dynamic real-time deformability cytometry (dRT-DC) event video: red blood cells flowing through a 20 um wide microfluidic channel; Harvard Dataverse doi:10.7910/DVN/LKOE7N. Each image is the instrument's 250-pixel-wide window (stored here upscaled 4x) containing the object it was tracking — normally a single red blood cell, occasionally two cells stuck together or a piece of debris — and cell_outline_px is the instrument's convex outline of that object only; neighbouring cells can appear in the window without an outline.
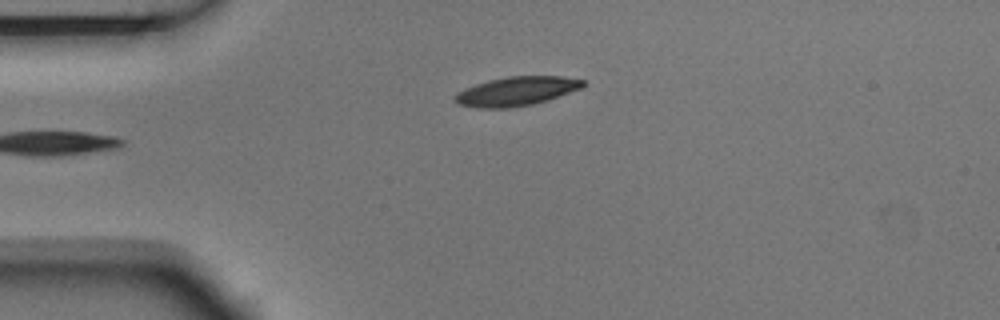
{"species": "Egyptian fruit bat (a non-hibernating species)", "species_latin": "Rousettus aegyptiacus", "temperature_condition": "room temperature", "stored_images_in_passage": 4, "camera_frame_rate_fps": 3000, "um_per_image_px": 0.085, "animal": {"sex": "male"}, "frame": {"image": 1, "passage_image": 4, "time_ms": 1.0, "image_size_px": [1000, 320], "cell_outline_px": [[584, 84], [580, 88], [548, 100], [532, 104], [512, 108], [476, 108], [456, 104], [452, 96], [464, 88], [488, 80], [508, 76], [560, 76], [584, 80]], "centroid_in_image_um": [43.82, 7.76], "position_along_channel_um": 41.2, "area_um2": 21.73}}